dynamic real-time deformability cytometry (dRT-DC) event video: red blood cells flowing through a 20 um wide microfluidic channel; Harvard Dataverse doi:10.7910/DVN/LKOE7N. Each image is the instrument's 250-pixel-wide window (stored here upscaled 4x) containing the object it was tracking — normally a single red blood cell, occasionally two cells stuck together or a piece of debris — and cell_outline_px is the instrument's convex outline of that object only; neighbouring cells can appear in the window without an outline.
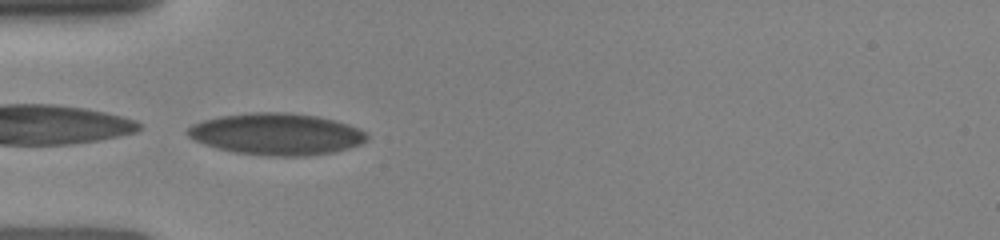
{"species": "human", "species_latin": "Homo sapiens", "temperature_condition": "room temperature", "stored_images_in_passage": 19, "camera_frame_rate_fps": 3000, "um_per_image_px": 0.085, "donor": {"sex": "female"}, "frame": {"image": 1, "passage_image": 1, "time_ms": 0.0, "image_size_px": [1000, 240], "cell_outline_px": [[368, 140], [360, 144], [348, 148], [332, 152], [308, 156], [272, 156], [236, 152], [216, 148], [204, 144], [188, 136], [184, 132], [192, 124], [204, 120], [220, 116], [252, 112], [288, 112], [316, 116], [336, 120], [360, 128], [368, 132]], "centroid_in_image_um": [23.53, 11.39], "position_along_channel_um": 61.5, "area_um2": 43.7}}
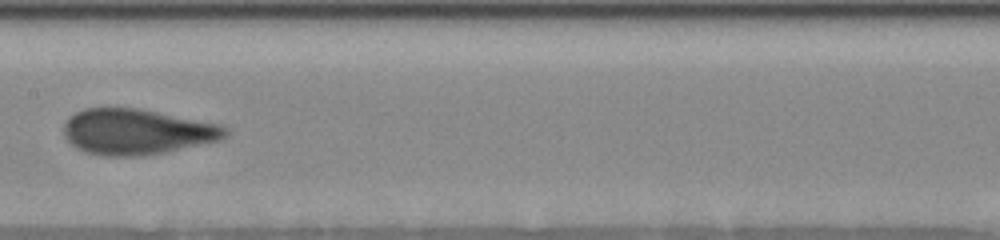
{"frame": {"image": 2, "passage_image": 6, "time_ms": 3.333, "image_size_px": [1000, 240], "cell_outline_px": [[228, 136], [220, 140], [164, 152], [144, 156], [100, 156], [84, 152], [76, 148], [64, 136], [64, 124], [68, 116], [84, 108], [136, 108], [220, 124], [228, 128]], "centroid_in_image_um": [11.61, 11.21], "position_along_channel_um": 195.8, "area_um2": 43.0}}
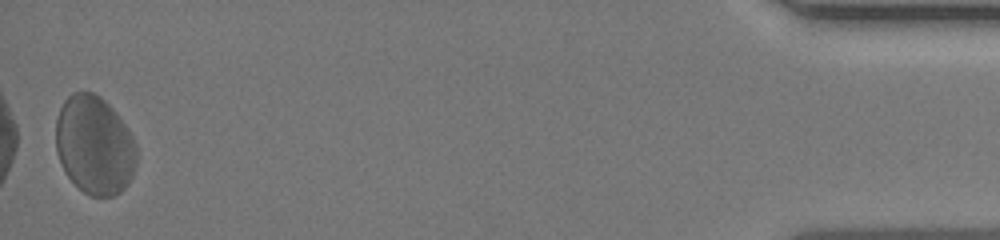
{"frame": {"image": 3, "passage_image": 19, "time_ms": 11.0, "image_size_px": [1000, 240], "cell_outline_px": [[136, 168], [128, 184], [120, 192], [112, 196], [88, 196], [64, 172], [56, 152], [56, 120], [60, 108], [64, 100], [72, 92], [92, 92], [100, 96], [112, 108], [128, 128], [136, 144]], "centroid_in_image_um": [8.03, 12.34], "position_along_channel_um": 427.2, "area_um2": 46.59}}